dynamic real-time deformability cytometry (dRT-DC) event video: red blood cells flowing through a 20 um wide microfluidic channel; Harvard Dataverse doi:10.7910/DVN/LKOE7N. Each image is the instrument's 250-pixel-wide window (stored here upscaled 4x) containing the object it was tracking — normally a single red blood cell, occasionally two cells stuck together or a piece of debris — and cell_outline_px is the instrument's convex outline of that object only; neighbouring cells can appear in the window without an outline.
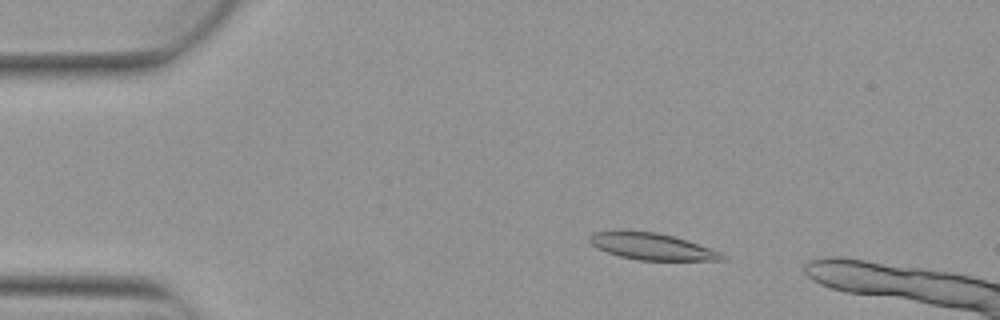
{"species": "Egyptian fruit bat (a non-hibernating species)", "species_latin": "Rousettus aegyptiacus", "temperature_condition": "warm", "stored_images_in_passage": 4, "camera_frame_rate_fps": 3000, "um_per_image_px": 0.085, "animal": {"sex": "female"}, "frame": {"image": 1, "passage_image": 2, "time_ms": 0.333, "image_size_px": [1000, 320], "cell_outline_px": [[728, 256], [724, 260], [636, 260], [620, 256], [596, 248], [588, 240], [588, 236], [592, 232], [656, 232], [672, 236], [720, 252]], "centroid_in_image_um": [55.4, 20.97], "position_along_channel_um": 29.6, "area_um2": 20.0}}
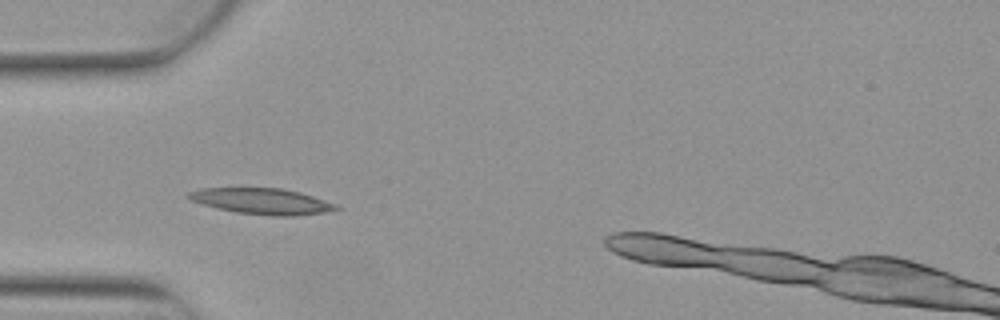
{"frame": {"image": 2, "passage_image": 4, "time_ms": 1.0, "image_size_px": [1000, 320], "cell_outline_px": [[340, 208], [328, 212], [292, 216], [272, 216], [236, 212], [216, 208], [188, 200], [184, 196], [188, 192], [200, 188], [280, 188], [300, 192], [336, 204]], "centroid_in_image_um": [22.21, 17.1], "position_along_channel_um": 62.8, "area_um2": 22.43}}